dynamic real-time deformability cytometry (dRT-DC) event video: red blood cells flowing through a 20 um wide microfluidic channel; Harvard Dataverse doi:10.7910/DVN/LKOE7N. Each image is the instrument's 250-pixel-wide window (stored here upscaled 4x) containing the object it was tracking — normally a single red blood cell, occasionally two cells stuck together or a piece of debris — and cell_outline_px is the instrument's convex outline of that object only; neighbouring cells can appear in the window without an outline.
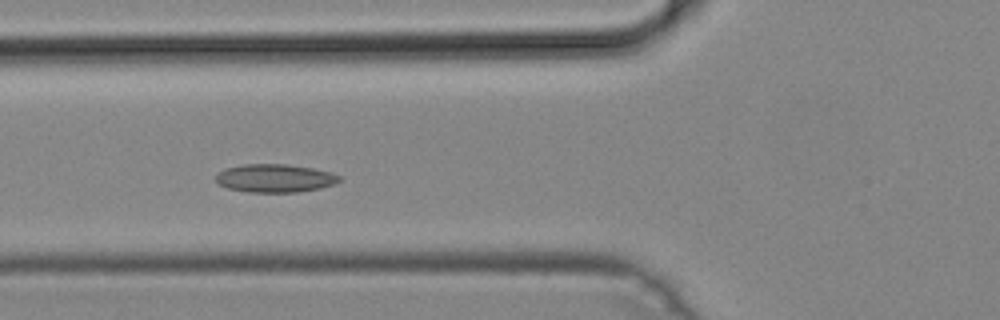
{"species": "common noctule bat (a hibernating species)", "species_latin": "Nyctalus noctula", "temperature_condition": "cold", "stored_images_in_passage": 46, "camera_frame_rate_fps": 3000, "um_per_image_px": 0.085, "animal": {"sex": "male", "body_mass_g": 19.2, "forearm_length_mm": 51.8}, "frame": {"image": 1, "passage_image": 15, "time_ms": 4.667, "image_size_px": [1000, 320], "cell_outline_px": [[340, 180], [336, 184], [320, 188], [296, 192], [248, 192], [228, 188], [220, 184], [216, 180], [216, 176], [224, 168], [244, 164], [288, 164], [312, 168], [328, 172], [340, 176]], "centroid_in_image_um": [23.37, 15.14], "position_along_channel_um": 102.4, "area_um2": 20.17}}
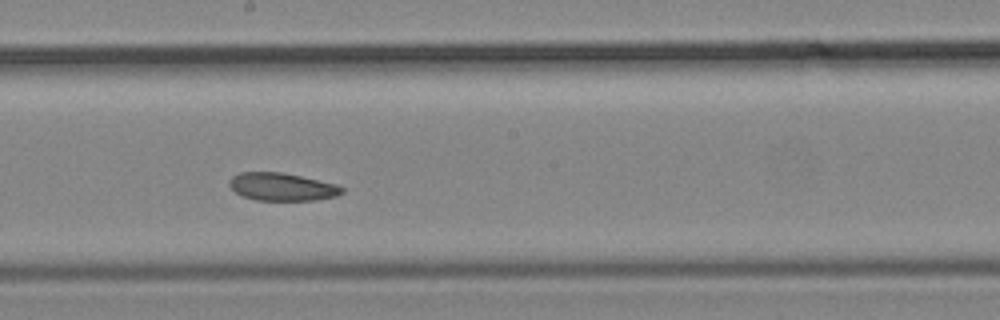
{"frame": {"image": 2, "passage_image": 24, "time_ms": 7.667, "image_size_px": [1000, 320], "cell_outline_px": [[344, 192], [336, 196], [316, 200], [256, 200], [244, 196], [236, 192], [228, 184], [228, 180], [232, 176], [240, 172], [280, 172], [300, 176], [336, 184], [344, 188]], "centroid_in_image_um": [23.96, 15.88], "position_along_channel_um": 224.2, "area_um2": 18.15}}
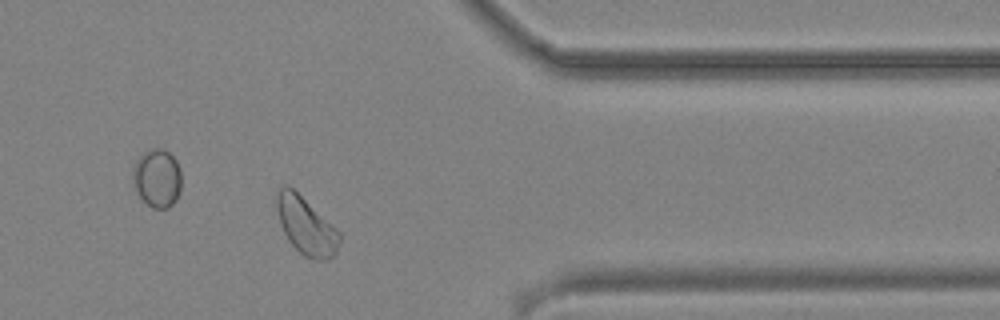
{"frame": {"image": 3, "passage_image": 37, "time_ms": 12.0, "image_size_px": [1000, 320], "cell_outline_px": [[340, 240], [336, 252], [328, 260], [312, 260], [304, 256], [288, 240], [280, 224], [276, 208], [276, 196], [280, 188], [284, 184], [288, 184], [340, 232]], "centroid_in_image_um": [26.0, 19.21], "position_along_channel_um": 385.4, "area_um2": 20.81}}